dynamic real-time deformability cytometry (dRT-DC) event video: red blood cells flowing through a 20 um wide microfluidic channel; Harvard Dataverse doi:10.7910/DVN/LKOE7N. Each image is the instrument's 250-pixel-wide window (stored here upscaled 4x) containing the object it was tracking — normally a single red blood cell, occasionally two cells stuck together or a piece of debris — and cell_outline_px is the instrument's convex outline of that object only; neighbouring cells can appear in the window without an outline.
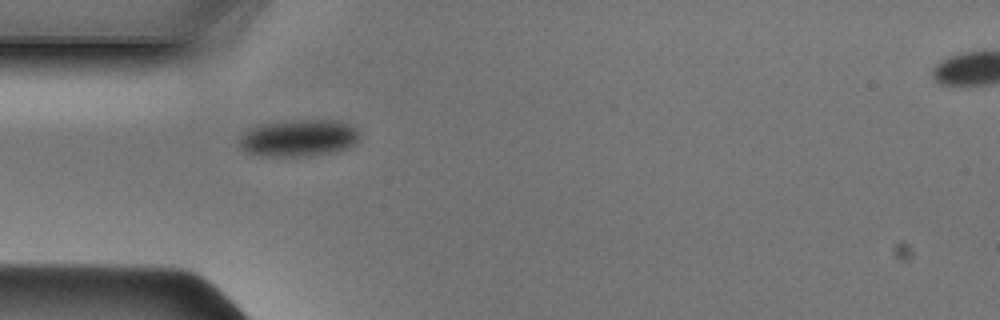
{"species": "Egyptian fruit bat (a non-hibernating species)", "species_latin": "Rousettus aegyptiacus", "temperature_condition": "cold", "stored_images_in_passage": 35, "camera_frame_rate_fps": 3000, "um_per_image_px": 0.085, "animal": {"sex": "male"}, "frame": {"image": 1, "passage_image": 1, "time_ms": 0.0, "image_size_px": [1000, 320], "cell_outline_px": [[360, 140], [356, 144], [348, 148], [332, 152], [308, 156], [260, 156], [248, 152], [240, 148], [240, 136], [256, 124], [284, 120], [332, 120], [352, 124], [360, 132]], "centroid_in_image_um": [25.42, 11.72], "position_along_channel_um": 59.6, "area_um2": 26.36}}
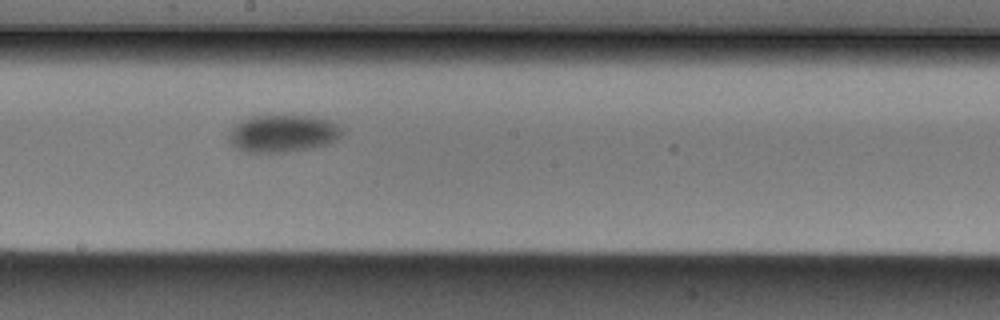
{"frame": {"image": 2, "passage_image": 13, "time_ms": 4.0, "image_size_px": [1000, 320], "cell_outline_px": [[344, 132], [336, 140], [328, 144], [308, 148], [284, 152], [248, 152], [236, 148], [228, 140], [228, 132], [240, 120], [248, 116], [316, 116], [332, 120]], "centroid_in_image_um": [24.03, 11.33], "position_along_channel_um": 224.2, "area_um2": 24.74}}
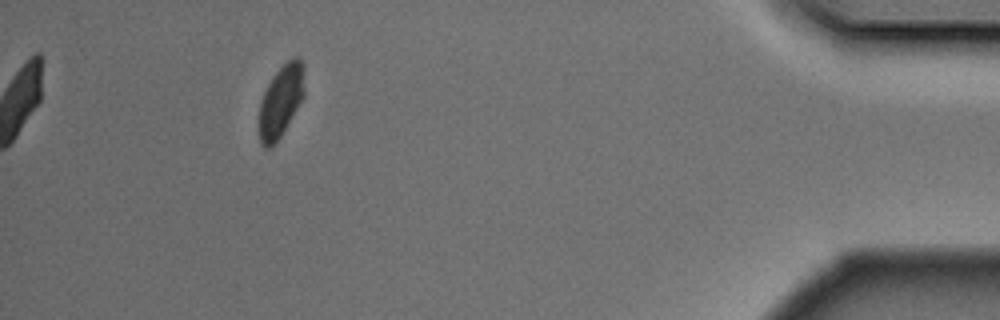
{"frame": {"image": 3, "passage_image": 31, "time_ms": 10.0, "image_size_px": [1000, 320], "cell_outline_px": [[304, 96], [280, 136], [268, 148], [264, 148], [260, 144], [260, 104], [264, 92], [272, 76], [288, 60], [296, 56], [300, 56], [304, 64]], "centroid_in_image_um": [23.9, 8.52], "position_along_channel_um": 411.3, "area_um2": 18.67}}